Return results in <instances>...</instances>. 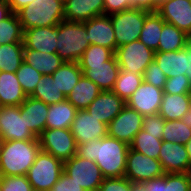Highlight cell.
Here are the masks:
<instances>
[{"mask_svg": "<svg viewBox=\"0 0 191 191\" xmlns=\"http://www.w3.org/2000/svg\"><path fill=\"white\" fill-rule=\"evenodd\" d=\"M164 174L159 160L129 148L124 177L132 183L143 184L145 181L161 177Z\"/></svg>", "mask_w": 191, "mask_h": 191, "instance_id": "30bf717a", "label": "cell"}, {"mask_svg": "<svg viewBox=\"0 0 191 191\" xmlns=\"http://www.w3.org/2000/svg\"><path fill=\"white\" fill-rule=\"evenodd\" d=\"M23 43L3 44L0 47V71L13 72L21 66L23 62Z\"/></svg>", "mask_w": 191, "mask_h": 191, "instance_id": "e575fe53", "label": "cell"}, {"mask_svg": "<svg viewBox=\"0 0 191 191\" xmlns=\"http://www.w3.org/2000/svg\"><path fill=\"white\" fill-rule=\"evenodd\" d=\"M163 89L145 81L126 101V105L138 111L142 116L156 115L163 100Z\"/></svg>", "mask_w": 191, "mask_h": 191, "instance_id": "9a60e30c", "label": "cell"}, {"mask_svg": "<svg viewBox=\"0 0 191 191\" xmlns=\"http://www.w3.org/2000/svg\"><path fill=\"white\" fill-rule=\"evenodd\" d=\"M58 25L24 30L23 46L43 53H57Z\"/></svg>", "mask_w": 191, "mask_h": 191, "instance_id": "ffe728a7", "label": "cell"}, {"mask_svg": "<svg viewBox=\"0 0 191 191\" xmlns=\"http://www.w3.org/2000/svg\"><path fill=\"white\" fill-rule=\"evenodd\" d=\"M129 148L128 144L107 135L77 144V155L95 161L104 178L124 177Z\"/></svg>", "mask_w": 191, "mask_h": 191, "instance_id": "6da1fadb", "label": "cell"}, {"mask_svg": "<svg viewBox=\"0 0 191 191\" xmlns=\"http://www.w3.org/2000/svg\"><path fill=\"white\" fill-rule=\"evenodd\" d=\"M83 72L78 62H65L51 75L58 89L67 97Z\"/></svg>", "mask_w": 191, "mask_h": 191, "instance_id": "f546056e", "label": "cell"}, {"mask_svg": "<svg viewBox=\"0 0 191 191\" xmlns=\"http://www.w3.org/2000/svg\"><path fill=\"white\" fill-rule=\"evenodd\" d=\"M50 191H85V189L76 184L73 179L63 171L59 180L52 186Z\"/></svg>", "mask_w": 191, "mask_h": 191, "instance_id": "bcb514c9", "label": "cell"}, {"mask_svg": "<svg viewBox=\"0 0 191 191\" xmlns=\"http://www.w3.org/2000/svg\"><path fill=\"white\" fill-rule=\"evenodd\" d=\"M23 30L33 27L57 26L64 19L62 0H34L16 12Z\"/></svg>", "mask_w": 191, "mask_h": 191, "instance_id": "3957f363", "label": "cell"}, {"mask_svg": "<svg viewBox=\"0 0 191 191\" xmlns=\"http://www.w3.org/2000/svg\"><path fill=\"white\" fill-rule=\"evenodd\" d=\"M12 13L7 0H0V21L6 19Z\"/></svg>", "mask_w": 191, "mask_h": 191, "instance_id": "f907efd6", "label": "cell"}, {"mask_svg": "<svg viewBox=\"0 0 191 191\" xmlns=\"http://www.w3.org/2000/svg\"><path fill=\"white\" fill-rule=\"evenodd\" d=\"M33 1L34 0H7L13 13H16L25 6L31 5Z\"/></svg>", "mask_w": 191, "mask_h": 191, "instance_id": "681fc988", "label": "cell"}, {"mask_svg": "<svg viewBox=\"0 0 191 191\" xmlns=\"http://www.w3.org/2000/svg\"><path fill=\"white\" fill-rule=\"evenodd\" d=\"M20 110L21 114L25 117L26 125L38 138L46 129L49 105L31 96H27L20 105Z\"/></svg>", "mask_w": 191, "mask_h": 191, "instance_id": "603a6c76", "label": "cell"}, {"mask_svg": "<svg viewBox=\"0 0 191 191\" xmlns=\"http://www.w3.org/2000/svg\"><path fill=\"white\" fill-rule=\"evenodd\" d=\"M143 81V75L120 70L112 91L126 102Z\"/></svg>", "mask_w": 191, "mask_h": 191, "instance_id": "d590c367", "label": "cell"}, {"mask_svg": "<svg viewBox=\"0 0 191 191\" xmlns=\"http://www.w3.org/2000/svg\"><path fill=\"white\" fill-rule=\"evenodd\" d=\"M63 171L85 191H98L104 179L95 161L81 158L77 154L64 161Z\"/></svg>", "mask_w": 191, "mask_h": 191, "instance_id": "ba28073f", "label": "cell"}, {"mask_svg": "<svg viewBox=\"0 0 191 191\" xmlns=\"http://www.w3.org/2000/svg\"><path fill=\"white\" fill-rule=\"evenodd\" d=\"M165 120L159 115L144 116L142 129L152 135H159L162 138Z\"/></svg>", "mask_w": 191, "mask_h": 191, "instance_id": "f6af8a7d", "label": "cell"}, {"mask_svg": "<svg viewBox=\"0 0 191 191\" xmlns=\"http://www.w3.org/2000/svg\"><path fill=\"white\" fill-rule=\"evenodd\" d=\"M115 53L106 47L90 44L84 51L79 64H97L108 61Z\"/></svg>", "mask_w": 191, "mask_h": 191, "instance_id": "ab89813d", "label": "cell"}, {"mask_svg": "<svg viewBox=\"0 0 191 191\" xmlns=\"http://www.w3.org/2000/svg\"><path fill=\"white\" fill-rule=\"evenodd\" d=\"M38 139L42 151L53 155L63 162L77 154V144L71 129L46 128Z\"/></svg>", "mask_w": 191, "mask_h": 191, "instance_id": "9c48e42d", "label": "cell"}, {"mask_svg": "<svg viewBox=\"0 0 191 191\" xmlns=\"http://www.w3.org/2000/svg\"><path fill=\"white\" fill-rule=\"evenodd\" d=\"M162 141L185 145L191 139V128L180 120H165Z\"/></svg>", "mask_w": 191, "mask_h": 191, "instance_id": "74e56055", "label": "cell"}, {"mask_svg": "<svg viewBox=\"0 0 191 191\" xmlns=\"http://www.w3.org/2000/svg\"><path fill=\"white\" fill-rule=\"evenodd\" d=\"M164 1L167 0H155V12H157L159 5H161Z\"/></svg>", "mask_w": 191, "mask_h": 191, "instance_id": "11a10c76", "label": "cell"}, {"mask_svg": "<svg viewBox=\"0 0 191 191\" xmlns=\"http://www.w3.org/2000/svg\"><path fill=\"white\" fill-rule=\"evenodd\" d=\"M149 13V11L132 7L109 15L114 28L116 49L139 40L145 18Z\"/></svg>", "mask_w": 191, "mask_h": 191, "instance_id": "8992f818", "label": "cell"}, {"mask_svg": "<svg viewBox=\"0 0 191 191\" xmlns=\"http://www.w3.org/2000/svg\"><path fill=\"white\" fill-rule=\"evenodd\" d=\"M132 184L126 177L104 178L98 191H130Z\"/></svg>", "mask_w": 191, "mask_h": 191, "instance_id": "ee69618b", "label": "cell"}, {"mask_svg": "<svg viewBox=\"0 0 191 191\" xmlns=\"http://www.w3.org/2000/svg\"><path fill=\"white\" fill-rule=\"evenodd\" d=\"M130 191H148L147 188L142 183H133L131 185Z\"/></svg>", "mask_w": 191, "mask_h": 191, "instance_id": "816d5d0a", "label": "cell"}, {"mask_svg": "<svg viewBox=\"0 0 191 191\" xmlns=\"http://www.w3.org/2000/svg\"><path fill=\"white\" fill-rule=\"evenodd\" d=\"M26 98L16 74L0 71V106H20Z\"/></svg>", "mask_w": 191, "mask_h": 191, "instance_id": "cb8c5ba5", "label": "cell"}, {"mask_svg": "<svg viewBox=\"0 0 191 191\" xmlns=\"http://www.w3.org/2000/svg\"><path fill=\"white\" fill-rule=\"evenodd\" d=\"M125 105L126 102L113 91H101L86 110L90 115L108 125Z\"/></svg>", "mask_w": 191, "mask_h": 191, "instance_id": "d6986e66", "label": "cell"}, {"mask_svg": "<svg viewBox=\"0 0 191 191\" xmlns=\"http://www.w3.org/2000/svg\"><path fill=\"white\" fill-rule=\"evenodd\" d=\"M104 15V0H65L64 19L72 22L87 20Z\"/></svg>", "mask_w": 191, "mask_h": 191, "instance_id": "7402d4cb", "label": "cell"}, {"mask_svg": "<svg viewBox=\"0 0 191 191\" xmlns=\"http://www.w3.org/2000/svg\"><path fill=\"white\" fill-rule=\"evenodd\" d=\"M143 118L138 111L125 105L107 125L108 136L130 145L134 136L142 129Z\"/></svg>", "mask_w": 191, "mask_h": 191, "instance_id": "7c38bea8", "label": "cell"}, {"mask_svg": "<svg viewBox=\"0 0 191 191\" xmlns=\"http://www.w3.org/2000/svg\"><path fill=\"white\" fill-rule=\"evenodd\" d=\"M40 150L39 140L4 141L0 153V176H26Z\"/></svg>", "mask_w": 191, "mask_h": 191, "instance_id": "7a4b0ae2", "label": "cell"}, {"mask_svg": "<svg viewBox=\"0 0 191 191\" xmlns=\"http://www.w3.org/2000/svg\"><path fill=\"white\" fill-rule=\"evenodd\" d=\"M132 8V0H104V14L111 15Z\"/></svg>", "mask_w": 191, "mask_h": 191, "instance_id": "7dc6e473", "label": "cell"}, {"mask_svg": "<svg viewBox=\"0 0 191 191\" xmlns=\"http://www.w3.org/2000/svg\"><path fill=\"white\" fill-rule=\"evenodd\" d=\"M24 30L16 15L11 13L6 19L0 21V43H23Z\"/></svg>", "mask_w": 191, "mask_h": 191, "instance_id": "8d00e7d4", "label": "cell"}, {"mask_svg": "<svg viewBox=\"0 0 191 191\" xmlns=\"http://www.w3.org/2000/svg\"><path fill=\"white\" fill-rule=\"evenodd\" d=\"M191 107V93L163 94L158 114L164 120H180Z\"/></svg>", "mask_w": 191, "mask_h": 191, "instance_id": "d4e9b609", "label": "cell"}, {"mask_svg": "<svg viewBox=\"0 0 191 191\" xmlns=\"http://www.w3.org/2000/svg\"><path fill=\"white\" fill-rule=\"evenodd\" d=\"M164 23L165 21L157 12H150L145 18L139 41L154 52H158L159 39Z\"/></svg>", "mask_w": 191, "mask_h": 191, "instance_id": "4dcf8cb0", "label": "cell"}, {"mask_svg": "<svg viewBox=\"0 0 191 191\" xmlns=\"http://www.w3.org/2000/svg\"><path fill=\"white\" fill-rule=\"evenodd\" d=\"M190 39L189 35L179 30L175 25L165 22L159 39L158 51H178L183 49Z\"/></svg>", "mask_w": 191, "mask_h": 191, "instance_id": "1f68e13d", "label": "cell"}, {"mask_svg": "<svg viewBox=\"0 0 191 191\" xmlns=\"http://www.w3.org/2000/svg\"><path fill=\"white\" fill-rule=\"evenodd\" d=\"M157 13L169 24L191 37V0H167L159 5Z\"/></svg>", "mask_w": 191, "mask_h": 191, "instance_id": "e0dca14e", "label": "cell"}, {"mask_svg": "<svg viewBox=\"0 0 191 191\" xmlns=\"http://www.w3.org/2000/svg\"><path fill=\"white\" fill-rule=\"evenodd\" d=\"M181 121L186 123L191 128V107L189 108V111L181 118Z\"/></svg>", "mask_w": 191, "mask_h": 191, "instance_id": "f5cc1de1", "label": "cell"}, {"mask_svg": "<svg viewBox=\"0 0 191 191\" xmlns=\"http://www.w3.org/2000/svg\"><path fill=\"white\" fill-rule=\"evenodd\" d=\"M154 60L166 77L191 74V39L178 51L155 52Z\"/></svg>", "mask_w": 191, "mask_h": 191, "instance_id": "4fadbf2b", "label": "cell"}, {"mask_svg": "<svg viewBox=\"0 0 191 191\" xmlns=\"http://www.w3.org/2000/svg\"><path fill=\"white\" fill-rule=\"evenodd\" d=\"M148 191H191L187 173H165L163 176L145 181Z\"/></svg>", "mask_w": 191, "mask_h": 191, "instance_id": "f1b7e54d", "label": "cell"}, {"mask_svg": "<svg viewBox=\"0 0 191 191\" xmlns=\"http://www.w3.org/2000/svg\"><path fill=\"white\" fill-rule=\"evenodd\" d=\"M83 23L86 26L90 44L109 48L115 53L116 39L109 15L95 16Z\"/></svg>", "mask_w": 191, "mask_h": 191, "instance_id": "44dd1931", "label": "cell"}, {"mask_svg": "<svg viewBox=\"0 0 191 191\" xmlns=\"http://www.w3.org/2000/svg\"><path fill=\"white\" fill-rule=\"evenodd\" d=\"M63 169L62 160L40 150L26 176L34 191H50Z\"/></svg>", "mask_w": 191, "mask_h": 191, "instance_id": "5b68a950", "label": "cell"}, {"mask_svg": "<svg viewBox=\"0 0 191 191\" xmlns=\"http://www.w3.org/2000/svg\"><path fill=\"white\" fill-rule=\"evenodd\" d=\"M89 45L84 23L63 20L58 24L57 54L65 62H78Z\"/></svg>", "mask_w": 191, "mask_h": 191, "instance_id": "277c9868", "label": "cell"}, {"mask_svg": "<svg viewBox=\"0 0 191 191\" xmlns=\"http://www.w3.org/2000/svg\"><path fill=\"white\" fill-rule=\"evenodd\" d=\"M23 61L43 75H52L64 60L57 53H43L24 48Z\"/></svg>", "mask_w": 191, "mask_h": 191, "instance_id": "4316f807", "label": "cell"}, {"mask_svg": "<svg viewBox=\"0 0 191 191\" xmlns=\"http://www.w3.org/2000/svg\"><path fill=\"white\" fill-rule=\"evenodd\" d=\"M162 142L163 141L159 138V135H152L148 132H145L144 129H141L134 136L129 147L130 149L158 160Z\"/></svg>", "mask_w": 191, "mask_h": 191, "instance_id": "d6a6232c", "label": "cell"}, {"mask_svg": "<svg viewBox=\"0 0 191 191\" xmlns=\"http://www.w3.org/2000/svg\"><path fill=\"white\" fill-rule=\"evenodd\" d=\"M77 109L67 100L49 105L46 119L48 129H70Z\"/></svg>", "mask_w": 191, "mask_h": 191, "instance_id": "484cf974", "label": "cell"}, {"mask_svg": "<svg viewBox=\"0 0 191 191\" xmlns=\"http://www.w3.org/2000/svg\"><path fill=\"white\" fill-rule=\"evenodd\" d=\"M188 176H189V180H190V183H191V165L188 169V172H187Z\"/></svg>", "mask_w": 191, "mask_h": 191, "instance_id": "6f0895ef", "label": "cell"}, {"mask_svg": "<svg viewBox=\"0 0 191 191\" xmlns=\"http://www.w3.org/2000/svg\"><path fill=\"white\" fill-rule=\"evenodd\" d=\"M70 129L76 144L102 139L108 135L107 124L90 115L86 109L77 110Z\"/></svg>", "mask_w": 191, "mask_h": 191, "instance_id": "5bb4252c", "label": "cell"}, {"mask_svg": "<svg viewBox=\"0 0 191 191\" xmlns=\"http://www.w3.org/2000/svg\"><path fill=\"white\" fill-rule=\"evenodd\" d=\"M163 92L167 94L191 93V83L189 75L168 77L164 85Z\"/></svg>", "mask_w": 191, "mask_h": 191, "instance_id": "b9f144b4", "label": "cell"}, {"mask_svg": "<svg viewBox=\"0 0 191 191\" xmlns=\"http://www.w3.org/2000/svg\"><path fill=\"white\" fill-rule=\"evenodd\" d=\"M101 91L102 90L94 82L82 75L66 99L77 110H84L92 103Z\"/></svg>", "mask_w": 191, "mask_h": 191, "instance_id": "83f0119b", "label": "cell"}, {"mask_svg": "<svg viewBox=\"0 0 191 191\" xmlns=\"http://www.w3.org/2000/svg\"><path fill=\"white\" fill-rule=\"evenodd\" d=\"M191 162V139L185 144Z\"/></svg>", "mask_w": 191, "mask_h": 191, "instance_id": "db71d44e", "label": "cell"}, {"mask_svg": "<svg viewBox=\"0 0 191 191\" xmlns=\"http://www.w3.org/2000/svg\"><path fill=\"white\" fill-rule=\"evenodd\" d=\"M155 52L139 40L119 46L115 56L120 70L143 75L154 60Z\"/></svg>", "mask_w": 191, "mask_h": 191, "instance_id": "52a82bcc", "label": "cell"}, {"mask_svg": "<svg viewBox=\"0 0 191 191\" xmlns=\"http://www.w3.org/2000/svg\"><path fill=\"white\" fill-rule=\"evenodd\" d=\"M83 75L94 82L102 91H112L118 77L120 67L115 54L103 63L79 64Z\"/></svg>", "mask_w": 191, "mask_h": 191, "instance_id": "2e32d148", "label": "cell"}, {"mask_svg": "<svg viewBox=\"0 0 191 191\" xmlns=\"http://www.w3.org/2000/svg\"><path fill=\"white\" fill-rule=\"evenodd\" d=\"M0 191H34L27 176H0Z\"/></svg>", "mask_w": 191, "mask_h": 191, "instance_id": "60d3db41", "label": "cell"}, {"mask_svg": "<svg viewBox=\"0 0 191 191\" xmlns=\"http://www.w3.org/2000/svg\"><path fill=\"white\" fill-rule=\"evenodd\" d=\"M19 83L27 96H31L35 91V87L43 76L40 72L34 69L31 65L26 62H22L21 66L15 72Z\"/></svg>", "mask_w": 191, "mask_h": 191, "instance_id": "f35d334b", "label": "cell"}, {"mask_svg": "<svg viewBox=\"0 0 191 191\" xmlns=\"http://www.w3.org/2000/svg\"><path fill=\"white\" fill-rule=\"evenodd\" d=\"M158 160L164 173H187L191 165L185 145L163 141Z\"/></svg>", "mask_w": 191, "mask_h": 191, "instance_id": "ac0fdd59", "label": "cell"}, {"mask_svg": "<svg viewBox=\"0 0 191 191\" xmlns=\"http://www.w3.org/2000/svg\"><path fill=\"white\" fill-rule=\"evenodd\" d=\"M143 80L153 86L163 89L167 81V77L163 70L158 66L155 60L145 69Z\"/></svg>", "mask_w": 191, "mask_h": 191, "instance_id": "7bdbcfd3", "label": "cell"}, {"mask_svg": "<svg viewBox=\"0 0 191 191\" xmlns=\"http://www.w3.org/2000/svg\"><path fill=\"white\" fill-rule=\"evenodd\" d=\"M3 144H4V140H3L2 136L0 135V153H1V150L3 147Z\"/></svg>", "mask_w": 191, "mask_h": 191, "instance_id": "9f6ffc18", "label": "cell"}, {"mask_svg": "<svg viewBox=\"0 0 191 191\" xmlns=\"http://www.w3.org/2000/svg\"><path fill=\"white\" fill-rule=\"evenodd\" d=\"M132 7L155 12V0H132Z\"/></svg>", "mask_w": 191, "mask_h": 191, "instance_id": "c3c4849f", "label": "cell"}, {"mask_svg": "<svg viewBox=\"0 0 191 191\" xmlns=\"http://www.w3.org/2000/svg\"><path fill=\"white\" fill-rule=\"evenodd\" d=\"M47 105L56 104L66 99L62 91L58 89L51 75H43L31 95Z\"/></svg>", "mask_w": 191, "mask_h": 191, "instance_id": "836d02e7", "label": "cell"}, {"mask_svg": "<svg viewBox=\"0 0 191 191\" xmlns=\"http://www.w3.org/2000/svg\"><path fill=\"white\" fill-rule=\"evenodd\" d=\"M0 135L4 141L39 140L26 125L20 106H0Z\"/></svg>", "mask_w": 191, "mask_h": 191, "instance_id": "8fae6325", "label": "cell"}]
</instances>
